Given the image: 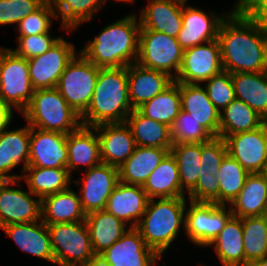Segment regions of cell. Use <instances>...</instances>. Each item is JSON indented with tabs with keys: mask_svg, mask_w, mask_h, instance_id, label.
Returning <instances> with one entry per match:
<instances>
[{
	"mask_svg": "<svg viewBox=\"0 0 267 266\" xmlns=\"http://www.w3.org/2000/svg\"><path fill=\"white\" fill-rule=\"evenodd\" d=\"M149 198L139 185L118 182L107 200L105 210L124 223L131 221L137 227L146 211Z\"/></svg>",
	"mask_w": 267,
	"mask_h": 266,
	"instance_id": "7402d4cb",
	"label": "cell"
},
{
	"mask_svg": "<svg viewBox=\"0 0 267 266\" xmlns=\"http://www.w3.org/2000/svg\"><path fill=\"white\" fill-rule=\"evenodd\" d=\"M85 221L92 249L97 257L127 231L125 228L126 224L106 210L87 214Z\"/></svg>",
	"mask_w": 267,
	"mask_h": 266,
	"instance_id": "4dcf8cb0",
	"label": "cell"
},
{
	"mask_svg": "<svg viewBox=\"0 0 267 266\" xmlns=\"http://www.w3.org/2000/svg\"><path fill=\"white\" fill-rule=\"evenodd\" d=\"M80 266H108V265L104 264L99 258H96L95 260H92Z\"/></svg>",
	"mask_w": 267,
	"mask_h": 266,
	"instance_id": "816d5d0a",
	"label": "cell"
},
{
	"mask_svg": "<svg viewBox=\"0 0 267 266\" xmlns=\"http://www.w3.org/2000/svg\"><path fill=\"white\" fill-rule=\"evenodd\" d=\"M206 82H208L205 85L208 97L221 113L220 107L224 110L235 99L231 73L223 70Z\"/></svg>",
	"mask_w": 267,
	"mask_h": 266,
	"instance_id": "f6af8a7d",
	"label": "cell"
},
{
	"mask_svg": "<svg viewBox=\"0 0 267 266\" xmlns=\"http://www.w3.org/2000/svg\"><path fill=\"white\" fill-rule=\"evenodd\" d=\"M27 59L12 49H0V102L23 112L34 94Z\"/></svg>",
	"mask_w": 267,
	"mask_h": 266,
	"instance_id": "ba28073f",
	"label": "cell"
},
{
	"mask_svg": "<svg viewBox=\"0 0 267 266\" xmlns=\"http://www.w3.org/2000/svg\"><path fill=\"white\" fill-rule=\"evenodd\" d=\"M78 55V59L75 54L68 62L55 88L68 105L81 116L91 102L100 68L81 52Z\"/></svg>",
	"mask_w": 267,
	"mask_h": 266,
	"instance_id": "52a82bcc",
	"label": "cell"
},
{
	"mask_svg": "<svg viewBox=\"0 0 267 266\" xmlns=\"http://www.w3.org/2000/svg\"><path fill=\"white\" fill-rule=\"evenodd\" d=\"M185 3L183 1V25L177 36L183 50L218 39L220 25L226 17H216L212 12L211 16H208L194 7H184Z\"/></svg>",
	"mask_w": 267,
	"mask_h": 266,
	"instance_id": "d6986e66",
	"label": "cell"
},
{
	"mask_svg": "<svg viewBox=\"0 0 267 266\" xmlns=\"http://www.w3.org/2000/svg\"><path fill=\"white\" fill-rule=\"evenodd\" d=\"M132 110L127 66L100 68L91 102L80 121L87 127L123 123Z\"/></svg>",
	"mask_w": 267,
	"mask_h": 266,
	"instance_id": "7a4b0ae2",
	"label": "cell"
},
{
	"mask_svg": "<svg viewBox=\"0 0 267 266\" xmlns=\"http://www.w3.org/2000/svg\"><path fill=\"white\" fill-rule=\"evenodd\" d=\"M128 96L133 110L166 89L174 79L168 74L148 69L138 63L127 66Z\"/></svg>",
	"mask_w": 267,
	"mask_h": 266,
	"instance_id": "44dd1931",
	"label": "cell"
},
{
	"mask_svg": "<svg viewBox=\"0 0 267 266\" xmlns=\"http://www.w3.org/2000/svg\"><path fill=\"white\" fill-rule=\"evenodd\" d=\"M141 11L140 29L162 32L177 38L182 28L183 1L151 0Z\"/></svg>",
	"mask_w": 267,
	"mask_h": 266,
	"instance_id": "d4e9b609",
	"label": "cell"
},
{
	"mask_svg": "<svg viewBox=\"0 0 267 266\" xmlns=\"http://www.w3.org/2000/svg\"><path fill=\"white\" fill-rule=\"evenodd\" d=\"M119 182L118 168L100 163L87 169L82 179L81 206L84 213L105 210L107 200Z\"/></svg>",
	"mask_w": 267,
	"mask_h": 266,
	"instance_id": "e0dca14e",
	"label": "cell"
},
{
	"mask_svg": "<svg viewBox=\"0 0 267 266\" xmlns=\"http://www.w3.org/2000/svg\"><path fill=\"white\" fill-rule=\"evenodd\" d=\"M95 131V133H93ZM67 169L71 175L78 165H86L90 169L102 163L100 142L94 127L81 125L76 131L67 134Z\"/></svg>",
	"mask_w": 267,
	"mask_h": 266,
	"instance_id": "4316f807",
	"label": "cell"
},
{
	"mask_svg": "<svg viewBox=\"0 0 267 266\" xmlns=\"http://www.w3.org/2000/svg\"><path fill=\"white\" fill-rule=\"evenodd\" d=\"M149 199L185 197L176 159L169 152L142 186Z\"/></svg>",
	"mask_w": 267,
	"mask_h": 266,
	"instance_id": "1f68e13d",
	"label": "cell"
},
{
	"mask_svg": "<svg viewBox=\"0 0 267 266\" xmlns=\"http://www.w3.org/2000/svg\"><path fill=\"white\" fill-rule=\"evenodd\" d=\"M20 180H0V228L18 223H29L41 219V199L32 198L30 191L10 189L8 186Z\"/></svg>",
	"mask_w": 267,
	"mask_h": 266,
	"instance_id": "2e32d148",
	"label": "cell"
},
{
	"mask_svg": "<svg viewBox=\"0 0 267 266\" xmlns=\"http://www.w3.org/2000/svg\"><path fill=\"white\" fill-rule=\"evenodd\" d=\"M55 11L56 18L61 15L62 27L71 30L80 23L91 20L95 11L102 8L103 0H50Z\"/></svg>",
	"mask_w": 267,
	"mask_h": 266,
	"instance_id": "b9f144b4",
	"label": "cell"
},
{
	"mask_svg": "<svg viewBox=\"0 0 267 266\" xmlns=\"http://www.w3.org/2000/svg\"><path fill=\"white\" fill-rule=\"evenodd\" d=\"M183 53L177 38L158 31L140 29L136 60L140 66L164 72L175 79L181 67Z\"/></svg>",
	"mask_w": 267,
	"mask_h": 266,
	"instance_id": "9c48e42d",
	"label": "cell"
},
{
	"mask_svg": "<svg viewBox=\"0 0 267 266\" xmlns=\"http://www.w3.org/2000/svg\"><path fill=\"white\" fill-rule=\"evenodd\" d=\"M59 38H51L49 33L36 34L31 36H19L18 46L16 50H13L18 56L25 59H31L33 57L44 54L48 51Z\"/></svg>",
	"mask_w": 267,
	"mask_h": 266,
	"instance_id": "7dc6e473",
	"label": "cell"
},
{
	"mask_svg": "<svg viewBox=\"0 0 267 266\" xmlns=\"http://www.w3.org/2000/svg\"><path fill=\"white\" fill-rule=\"evenodd\" d=\"M24 251L55 263L50 234L42 220L10 224L1 228Z\"/></svg>",
	"mask_w": 267,
	"mask_h": 266,
	"instance_id": "484cf974",
	"label": "cell"
},
{
	"mask_svg": "<svg viewBox=\"0 0 267 266\" xmlns=\"http://www.w3.org/2000/svg\"><path fill=\"white\" fill-rule=\"evenodd\" d=\"M228 154L225 139L213 137L202 143L200 175L196 186L188 193L193 202H214L219 204V181L217 172Z\"/></svg>",
	"mask_w": 267,
	"mask_h": 266,
	"instance_id": "7c38bea8",
	"label": "cell"
},
{
	"mask_svg": "<svg viewBox=\"0 0 267 266\" xmlns=\"http://www.w3.org/2000/svg\"><path fill=\"white\" fill-rule=\"evenodd\" d=\"M245 263L267 257L266 217L242 218Z\"/></svg>",
	"mask_w": 267,
	"mask_h": 266,
	"instance_id": "60d3db41",
	"label": "cell"
},
{
	"mask_svg": "<svg viewBox=\"0 0 267 266\" xmlns=\"http://www.w3.org/2000/svg\"><path fill=\"white\" fill-rule=\"evenodd\" d=\"M228 154L248 173H262L267 160V121L259 128L225 138Z\"/></svg>",
	"mask_w": 267,
	"mask_h": 266,
	"instance_id": "5bb4252c",
	"label": "cell"
},
{
	"mask_svg": "<svg viewBox=\"0 0 267 266\" xmlns=\"http://www.w3.org/2000/svg\"><path fill=\"white\" fill-rule=\"evenodd\" d=\"M25 176L29 191L41 200L48 196L68 189L71 175L67 168L28 167Z\"/></svg>",
	"mask_w": 267,
	"mask_h": 266,
	"instance_id": "8d00e7d4",
	"label": "cell"
},
{
	"mask_svg": "<svg viewBox=\"0 0 267 266\" xmlns=\"http://www.w3.org/2000/svg\"><path fill=\"white\" fill-rule=\"evenodd\" d=\"M0 131V180H21V176L8 175L21 161L23 172L29 167L30 126L21 129Z\"/></svg>",
	"mask_w": 267,
	"mask_h": 266,
	"instance_id": "603a6c76",
	"label": "cell"
},
{
	"mask_svg": "<svg viewBox=\"0 0 267 266\" xmlns=\"http://www.w3.org/2000/svg\"><path fill=\"white\" fill-rule=\"evenodd\" d=\"M46 0H0V25L19 23Z\"/></svg>",
	"mask_w": 267,
	"mask_h": 266,
	"instance_id": "bcb514c9",
	"label": "cell"
},
{
	"mask_svg": "<svg viewBox=\"0 0 267 266\" xmlns=\"http://www.w3.org/2000/svg\"><path fill=\"white\" fill-rule=\"evenodd\" d=\"M66 140L67 134L30 127L29 167L67 168Z\"/></svg>",
	"mask_w": 267,
	"mask_h": 266,
	"instance_id": "ac0fdd59",
	"label": "cell"
},
{
	"mask_svg": "<svg viewBox=\"0 0 267 266\" xmlns=\"http://www.w3.org/2000/svg\"><path fill=\"white\" fill-rule=\"evenodd\" d=\"M170 134L173 144L206 143L213 138L198 121L183 110L170 126Z\"/></svg>",
	"mask_w": 267,
	"mask_h": 266,
	"instance_id": "7bdbcfd3",
	"label": "cell"
},
{
	"mask_svg": "<svg viewBox=\"0 0 267 266\" xmlns=\"http://www.w3.org/2000/svg\"><path fill=\"white\" fill-rule=\"evenodd\" d=\"M185 214L186 235L193 243L202 247L209 246L233 216L226 205L193 201H190V208Z\"/></svg>",
	"mask_w": 267,
	"mask_h": 266,
	"instance_id": "30bf717a",
	"label": "cell"
},
{
	"mask_svg": "<svg viewBox=\"0 0 267 266\" xmlns=\"http://www.w3.org/2000/svg\"><path fill=\"white\" fill-rule=\"evenodd\" d=\"M184 50L181 67L174 79L178 83L200 84L223 71L219 40Z\"/></svg>",
	"mask_w": 267,
	"mask_h": 266,
	"instance_id": "8fae6325",
	"label": "cell"
},
{
	"mask_svg": "<svg viewBox=\"0 0 267 266\" xmlns=\"http://www.w3.org/2000/svg\"><path fill=\"white\" fill-rule=\"evenodd\" d=\"M240 266H267V257L262 259L252 260Z\"/></svg>",
	"mask_w": 267,
	"mask_h": 266,
	"instance_id": "f907efd6",
	"label": "cell"
},
{
	"mask_svg": "<svg viewBox=\"0 0 267 266\" xmlns=\"http://www.w3.org/2000/svg\"><path fill=\"white\" fill-rule=\"evenodd\" d=\"M230 209L233 216L239 218L266 215L267 178L262 173H249Z\"/></svg>",
	"mask_w": 267,
	"mask_h": 266,
	"instance_id": "f1b7e54d",
	"label": "cell"
},
{
	"mask_svg": "<svg viewBox=\"0 0 267 266\" xmlns=\"http://www.w3.org/2000/svg\"><path fill=\"white\" fill-rule=\"evenodd\" d=\"M181 110L198 121L213 137H219L220 112L199 84L180 83Z\"/></svg>",
	"mask_w": 267,
	"mask_h": 266,
	"instance_id": "cb8c5ba5",
	"label": "cell"
},
{
	"mask_svg": "<svg viewBox=\"0 0 267 266\" xmlns=\"http://www.w3.org/2000/svg\"><path fill=\"white\" fill-rule=\"evenodd\" d=\"M127 230L97 258L108 266H153L161 257L145 244L136 227Z\"/></svg>",
	"mask_w": 267,
	"mask_h": 266,
	"instance_id": "9a60e30c",
	"label": "cell"
},
{
	"mask_svg": "<svg viewBox=\"0 0 267 266\" xmlns=\"http://www.w3.org/2000/svg\"><path fill=\"white\" fill-rule=\"evenodd\" d=\"M140 28L137 17L125 16L106 26L81 53L99 68L129 66L137 60Z\"/></svg>",
	"mask_w": 267,
	"mask_h": 266,
	"instance_id": "3957f363",
	"label": "cell"
},
{
	"mask_svg": "<svg viewBox=\"0 0 267 266\" xmlns=\"http://www.w3.org/2000/svg\"><path fill=\"white\" fill-rule=\"evenodd\" d=\"M47 228L55 264L80 266L97 258L92 249L86 221L47 224Z\"/></svg>",
	"mask_w": 267,
	"mask_h": 266,
	"instance_id": "8992f818",
	"label": "cell"
},
{
	"mask_svg": "<svg viewBox=\"0 0 267 266\" xmlns=\"http://www.w3.org/2000/svg\"><path fill=\"white\" fill-rule=\"evenodd\" d=\"M138 110L144 116L170 127L181 111L180 83L174 80L166 89L148 100Z\"/></svg>",
	"mask_w": 267,
	"mask_h": 266,
	"instance_id": "74e56055",
	"label": "cell"
},
{
	"mask_svg": "<svg viewBox=\"0 0 267 266\" xmlns=\"http://www.w3.org/2000/svg\"><path fill=\"white\" fill-rule=\"evenodd\" d=\"M170 149L136 146L131 156L118 168L119 181L143 186Z\"/></svg>",
	"mask_w": 267,
	"mask_h": 266,
	"instance_id": "83f0119b",
	"label": "cell"
},
{
	"mask_svg": "<svg viewBox=\"0 0 267 266\" xmlns=\"http://www.w3.org/2000/svg\"><path fill=\"white\" fill-rule=\"evenodd\" d=\"M223 70L229 73L267 71V26L237 2L218 31Z\"/></svg>",
	"mask_w": 267,
	"mask_h": 266,
	"instance_id": "6da1fadb",
	"label": "cell"
},
{
	"mask_svg": "<svg viewBox=\"0 0 267 266\" xmlns=\"http://www.w3.org/2000/svg\"><path fill=\"white\" fill-rule=\"evenodd\" d=\"M94 128L100 142L102 163L119 168L136 147L130 127L123 122L102 124Z\"/></svg>",
	"mask_w": 267,
	"mask_h": 266,
	"instance_id": "ffe728a7",
	"label": "cell"
},
{
	"mask_svg": "<svg viewBox=\"0 0 267 266\" xmlns=\"http://www.w3.org/2000/svg\"><path fill=\"white\" fill-rule=\"evenodd\" d=\"M249 173L227 154L221 162L217 172L219 181V205H226L225 202L232 201L239 195L244 186L245 179Z\"/></svg>",
	"mask_w": 267,
	"mask_h": 266,
	"instance_id": "ab89813d",
	"label": "cell"
},
{
	"mask_svg": "<svg viewBox=\"0 0 267 266\" xmlns=\"http://www.w3.org/2000/svg\"><path fill=\"white\" fill-rule=\"evenodd\" d=\"M75 52L74 44L60 37L44 54L28 59L30 80L34 90L55 88Z\"/></svg>",
	"mask_w": 267,
	"mask_h": 266,
	"instance_id": "4fadbf2b",
	"label": "cell"
},
{
	"mask_svg": "<svg viewBox=\"0 0 267 266\" xmlns=\"http://www.w3.org/2000/svg\"><path fill=\"white\" fill-rule=\"evenodd\" d=\"M238 2L253 18L267 26V0H238Z\"/></svg>",
	"mask_w": 267,
	"mask_h": 266,
	"instance_id": "c3c4849f",
	"label": "cell"
},
{
	"mask_svg": "<svg viewBox=\"0 0 267 266\" xmlns=\"http://www.w3.org/2000/svg\"><path fill=\"white\" fill-rule=\"evenodd\" d=\"M235 99L245 102L267 121V71L231 73Z\"/></svg>",
	"mask_w": 267,
	"mask_h": 266,
	"instance_id": "d6a6232c",
	"label": "cell"
},
{
	"mask_svg": "<svg viewBox=\"0 0 267 266\" xmlns=\"http://www.w3.org/2000/svg\"><path fill=\"white\" fill-rule=\"evenodd\" d=\"M41 220L45 224L74 223L85 221L79 196L69 188L48 195L41 200Z\"/></svg>",
	"mask_w": 267,
	"mask_h": 266,
	"instance_id": "f546056e",
	"label": "cell"
},
{
	"mask_svg": "<svg viewBox=\"0 0 267 266\" xmlns=\"http://www.w3.org/2000/svg\"><path fill=\"white\" fill-rule=\"evenodd\" d=\"M13 110L9 105L0 102V131L8 128L11 122Z\"/></svg>",
	"mask_w": 267,
	"mask_h": 266,
	"instance_id": "681fc988",
	"label": "cell"
},
{
	"mask_svg": "<svg viewBox=\"0 0 267 266\" xmlns=\"http://www.w3.org/2000/svg\"><path fill=\"white\" fill-rule=\"evenodd\" d=\"M185 197L149 199L137 225L145 244L160 257L175 240L180 226H185Z\"/></svg>",
	"mask_w": 267,
	"mask_h": 266,
	"instance_id": "277c9868",
	"label": "cell"
},
{
	"mask_svg": "<svg viewBox=\"0 0 267 266\" xmlns=\"http://www.w3.org/2000/svg\"><path fill=\"white\" fill-rule=\"evenodd\" d=\"M265 122L266 120L245 102L234 99L220 113L219 137L225 139L229 135L252 131Z\"/></svg>",
	"mask_w": 267,
	"mask_h": 266,
	"instance_id": "d590c367",
	"label": "cell"
},
{
	"mask_svg": "<svg viewBox=\"0 0 267 266\" xmlns=\"http://www.w3.org/2000/svg\"><path fill=\"white\" fill-rule=\"evenodd\" d=\"M55 11L51 1L46 0L37 10L18 23L19 36L49 33L52 24L51 17L56 18Z\"/></svg>",
	"mask_w": 267,
	"mask_h": 266,
	"instance_id": "ee69618b",
	"label": "cell"
},
{
	"mask_svg": "<svg viewBox=\"0 0 267 266\" xmlns=\"http://www.w3.org/2000/svg\"><path fill=\"white\" fill-rule=\"evenodd\" d=\"M224 266L245 264L242 218L232 216L217 237L209 244Z\"/></svg>",
	"mask_w": 267,
	"mask_h": 266,
	"instance_id": "e575fe53",
	"label": "cell"
},
{
	"mask_svg": "<svg viewBox=\"0 0 267 266\" xmlns=\"http://www.w3.org/2000/svg\"><path fill=\"white\" fill-rule=\"evenodd\" d=\"M22 114L30 127L46 131L69 134L82 125L80 116L56 88L35 90Z\"/></svg>",
	"mask_w": 267,
	"mask_h": 266,
	"instance_id": "5b68a950",
	"label": "cell"
},
{
	"mask_svg": "<svg viewBox=\"0 0 267 266\" xmlns=\"http://www.w3.org/2000/svg\"><path fill=\"white\" fill-rule=\"evenodd\" d=\"M170 152L178 165L181 190L189 193L200 175L202 143L173 144Z\"/></svg>",
	"mask_w": 267,
	"mask_h": 266,
	"instance_id": "f35d334b",
	"label": "cell"
},
{
	"mask_svg": "<svg viewBox=\"0 0 267 266\" xmlns=\"http://www.w3.org/2000/svg\"><path fill=\"white\" fill-rule=\"evenodd\" d=\"M262 174L267 178V160H266L264 170L262 171Z\"/></svg>",
	"mask_w": 267,
	"mask_h": 266,
	"instance_id": "f5cc1de1",
	"label": "cell"
},
{
	"mask_svg": "<svg viewBox=\"0 0 267 266\" xmlns=\"http://www.w3.org/2000/svg\"><path fill=\"white\" fill-rule=\"evenodd\" d=\"M104 1V3L106 2V0H103ZM115 1H120V2H126V1H128V2H134L135 0H115Z\"/></svg>",
	"mask_w": 267,
	"mask_h": 266,
	"instance_id": "db71d44e",
	"label": "cell"
},
{
	"mask_svg": "<svg viewBox=\"0 0 267 266\" xmlns=\"http://www.w3.org/2000/svg\"><path fill=\"white\" fill-rule=\"evenodd\" d=\"M125 122L136 146L171 149L173 143L168 125L144 116L138 109L132 110Z\"/></svg>",
	"mask_w": 267,
	"mask_h": 266,
	"instance_id": "836d02e7",
	"label": "cell"
}]
</instances>
